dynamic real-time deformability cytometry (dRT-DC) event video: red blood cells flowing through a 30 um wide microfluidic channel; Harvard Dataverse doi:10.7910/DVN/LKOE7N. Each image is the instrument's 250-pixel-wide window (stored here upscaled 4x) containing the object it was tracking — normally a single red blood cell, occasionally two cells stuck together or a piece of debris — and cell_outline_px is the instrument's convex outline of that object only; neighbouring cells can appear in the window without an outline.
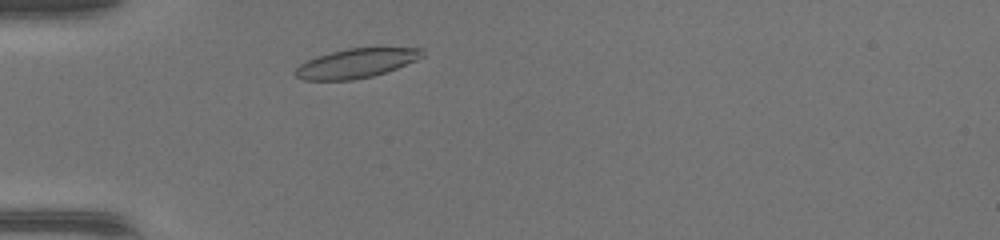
{"species": "common noctule bat (a hibernating species)", "species_latin": "Nyctalus noctula", "temperature_condition": "warm", "stored_images_in_passage": 19, "camera_frame_rate_fps": 3000, "um_per_image_px": 0.085, "animal": {"sex": "female", "body_mass_g": 17.0, "forearm_length_mm": 48.0}, "frame": {"image": 1, "passage_image": 4, "time_ms": 1.0, "image_size_px": [1000, 240], "cell_outline_px": [[424, 56], [416, 60], [396, 68], [372, 76], [352, 80], [304, 80], [296, 76], [296, 68], [300, 64], [316, 56], [348, 48], [424, 48]], "centroid_in_image_um": [30.29, 5.37], "position_along_channel_um": 54.7, "area_um2": 21.39}}
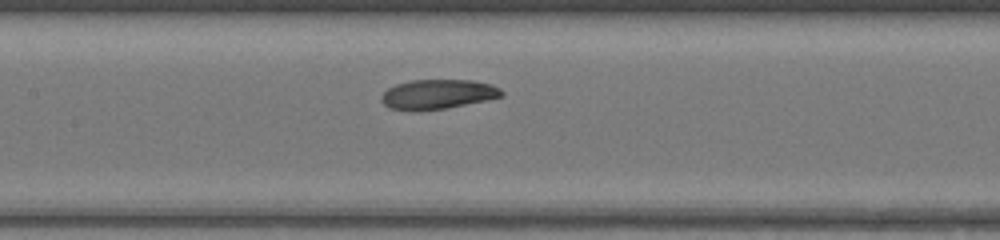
{"frame": {"image": 2, "passage_image": 13, "time_ms": 4.0, "image_size_px": [1000, 240], "cell_outline_px": [[504, 96], [448, 108], [388, 108], [380, 100], [380, 96], [388, 88], [396, 84], [412, 80], [472, 80], [492, 84], [500, 88], [504, 92]], "centroid_in_image_um": [37.26, 7.97], "position_along_channel_um": 170.1, "area_um2": 20.23}}
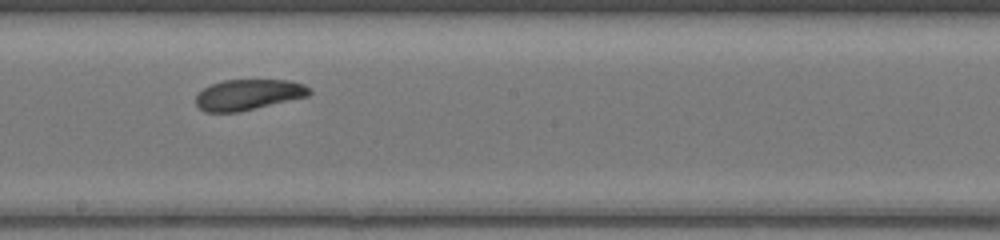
{"frame": {"image": 3, "passage_image": 17, "time_ms": 5.333, "image_size_px": [1000, 240], "cell_outline_px": [[312, 92], [308, 96], [240, 112], [204, 112], [196, 104], [196, 96], [204, 88], [212, 84], [224, 80], [288, 80], [304, 84]], "centroid_in_image_um": [21.11, 8.05], "position_along_channel_um": 227.1, "area_um2": 20.23}}